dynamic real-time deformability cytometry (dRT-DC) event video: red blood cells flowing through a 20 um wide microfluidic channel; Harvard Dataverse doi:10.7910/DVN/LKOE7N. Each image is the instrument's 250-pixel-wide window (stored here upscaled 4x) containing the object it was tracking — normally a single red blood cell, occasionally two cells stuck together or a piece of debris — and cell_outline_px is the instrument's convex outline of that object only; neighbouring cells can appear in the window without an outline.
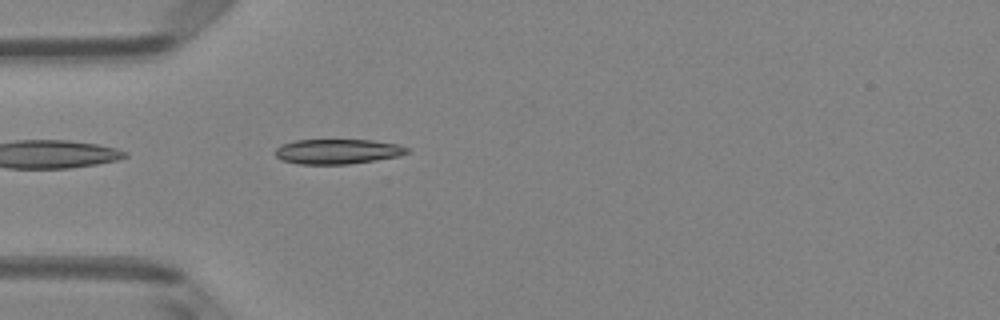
{"species": "Egyptian fruit bat (a non-hibernating species)", "species_latin": "Rousettus aegyptiacus", "temperature_condition": "room temperature", "stored_images_in_passage": 17, "camera_frame_rate_fps": 3000, "um_per_image_px": 0.085, "animal": {"sex": "female"}, "frame": {"image": 1, "passage_image": 1, "time_ms": 0.0, "image_size_px": [1000, 320], "cell_outline_px": [[408, 152], [400, 156], [376, 160], [348, 164], [300, 164], [280, 160], [276, 156], [276, 148], [280, 144], [296, 140], [372, 140], [396, 144], [408, 148]], "centroid_in_image_um": [28.66, 12.88], "position_along_channel_um": 56.3, "area_um2": 19.13}}
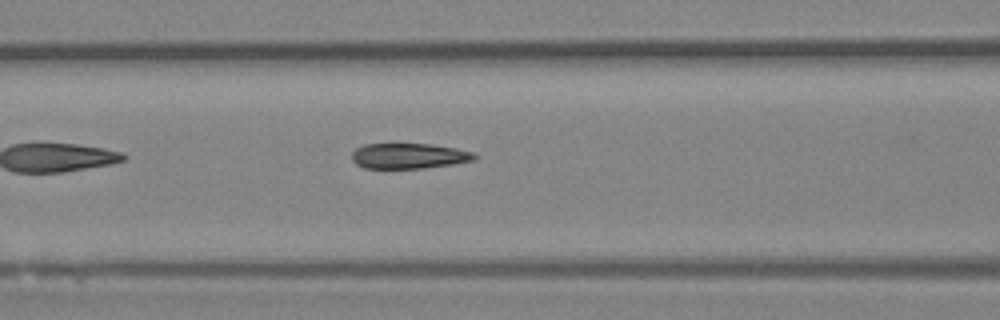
{"frame": {"image": 2, "passage_image": 7, "time_ms": 2.0, "image_size_px": [1000, 320], "cell_outline_px": [[476, 160], [452, 164], [424, 168], [364, 168], [356, 164], [352, 160], [352, 152], [356, 148], [364, 144], [432, 144], [456, 148], [472, 152], [476, 156]], "centroid_in_image_um": [34.74, 13.25], "position_along_channel_um": 131.9, "area_um2": 18.15}}
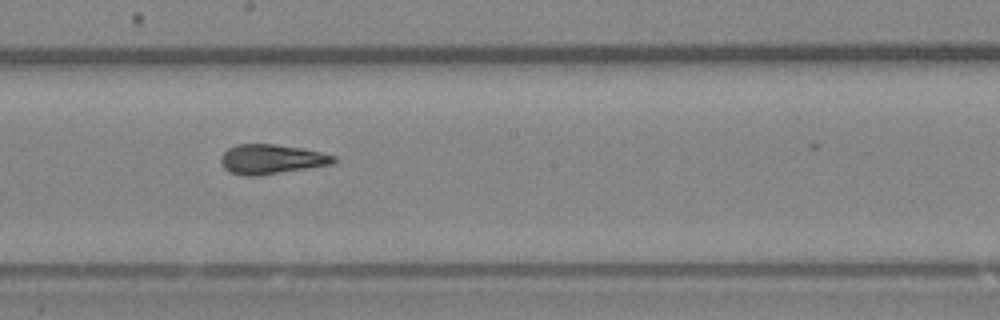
{"frame": {"image": 3, "passage_image": 14, "time_ms": 4.333, "image_size_px": [1000, 320], "cell_outline_px": [[336, 160], [332, 164], [260, 176], [244, 176], [228, 172], [224, 168], [220, 160], [220, 156], [228, 148], [236, 144], [276, 144], [300, 148], [320, 152], [336, 156]], "centroid_in_image_um": [23.03, 13.54], "position_along_channel_um": 225.2, "area_um2": 19.59}}